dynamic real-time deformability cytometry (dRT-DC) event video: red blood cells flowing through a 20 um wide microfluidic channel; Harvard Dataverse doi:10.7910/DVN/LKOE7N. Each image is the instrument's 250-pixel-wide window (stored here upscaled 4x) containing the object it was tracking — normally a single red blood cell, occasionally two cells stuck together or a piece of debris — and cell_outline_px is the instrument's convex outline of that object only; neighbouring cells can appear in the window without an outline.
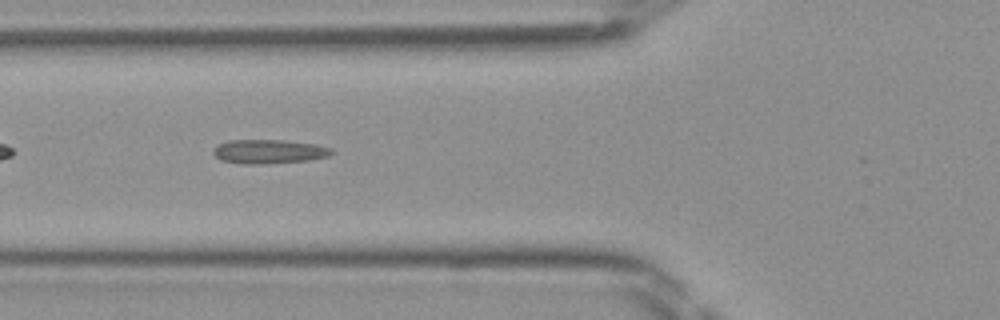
{"species": "Egyptian fruit bat (a non-hibernating species)", "species_latin": "Rousettus aegyptiacus", "temperature_condition": "room temperature", "stored_images_in_passage": 20, "camera_frame_rate_fps": 3000, "um_per_image_px": 0.085, "frame": {"image": 1, "passage_image": 5, "time_ms": 1.333, "image_size_px": [1000, 320], "cell_outline_px": [[336, 152], [328, 156], [308, 160], [264, 164], [244, 164], [220, 160], [212, 152], [212, 148], [228, 140], [284, 140], [316, 144], [332, 148]], "centroid_in_image_um": [22.87, 12.88], "position_along_channel_um": 102.9, "area_um2": 16.7}}
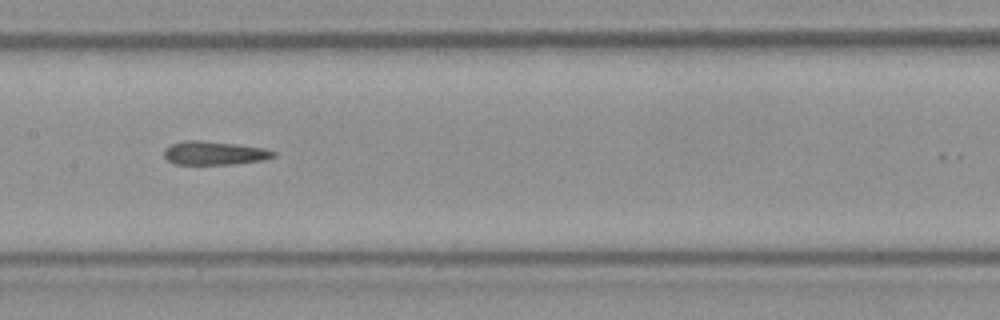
{"frame": {"image": 2, "passage_image": 11, "time_ms": 3.333, "image_size_px": [1000, 320], "cell_outline_px": [[276, 156], [264, 160], [236, 164], [172, 164], [164, 156], [164, 148], [172, 144], [184, 140], [200, 140], [236, 144], [264, 148], [276, 152]], "centroid_in_image_um": [18.22, 13.01], "position_along_channel_um": 189.2, "area_um2": 15.14}}
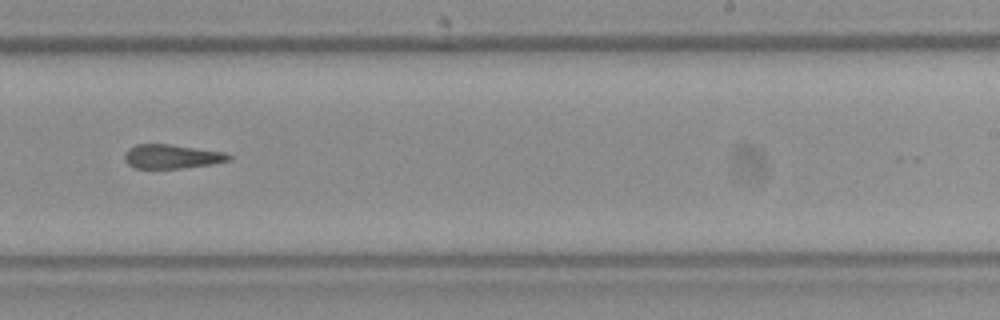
{"frame": {"image": 3, "passage_image": 17, "time_ms": 5.333, "image_size_px": [1000, 320], "cell_outline_px": [[232, 160], [212, 164], [180, 168], [136, 168], [128, 164], [124, 160], [124, 156], [128, 148], [136, 144], [172, 144], [228, 152], [232, 156]], "centroid_in_image_um": [14.65, 13.29], "position_along_channel_um": 274.3, "area_um2": 14.85}}